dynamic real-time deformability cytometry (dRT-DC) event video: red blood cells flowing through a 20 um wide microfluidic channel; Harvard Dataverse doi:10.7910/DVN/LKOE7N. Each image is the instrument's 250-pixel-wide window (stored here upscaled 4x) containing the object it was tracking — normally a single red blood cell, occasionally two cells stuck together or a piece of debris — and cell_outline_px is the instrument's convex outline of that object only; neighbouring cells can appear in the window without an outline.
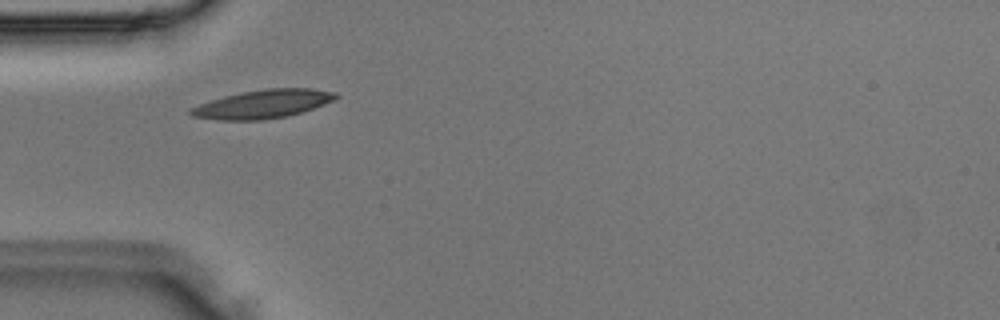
{"species": "Egyptian fruit bat (a non-hibernating species)", "species_latin": "Rousettus aegyptiacus", "temperature_condition": "room temperature", "stored_images_in_passage": 4, "camera_frame_rate_fps": 3000, "um_per_image_px": 0.085, "animal": {"sex": "male"}, "frame": {"image": 1, "passage_image": 3, "time_ms": 0.667, "image_size_px": [1000, 320], "cell_outline_px": [[340, 96], [324, 104], [288, 116], [264, 120], [216, 120], [192, 116], [188, 112], [188, 108], [224, 96], [240, 92], [264, 88], [312, 88], [336, 92]], "centroid_in_image_um": [22.32, 8.84], "position_along_channel_um": 62.7, "area_um2": 24.16}}